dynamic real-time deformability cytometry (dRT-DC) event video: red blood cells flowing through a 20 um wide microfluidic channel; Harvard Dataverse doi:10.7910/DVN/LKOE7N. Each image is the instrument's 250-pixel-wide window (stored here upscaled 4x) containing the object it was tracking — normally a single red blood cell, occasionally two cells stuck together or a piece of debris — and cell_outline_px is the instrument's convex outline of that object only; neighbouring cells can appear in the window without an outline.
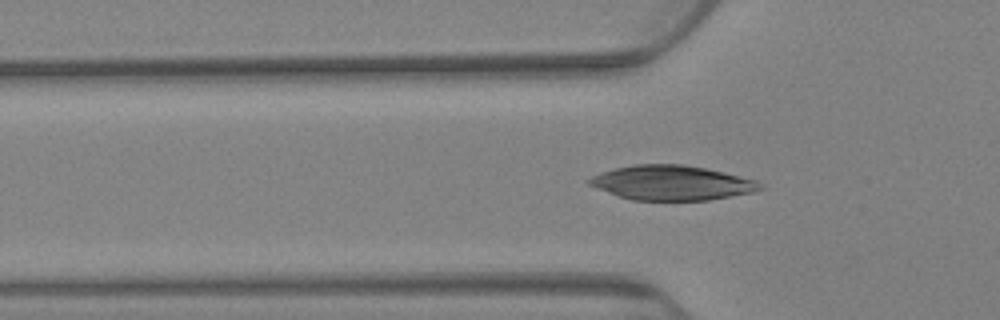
{"species": "Egyptian fruit bat (a non-hibernating species)", "species_latin": "Rousettus aegyptiacus", "temperature_condition": "warm", "stored_images_in_passage": 69, "camera_frame_rate_fps": 3000, "um_per_image_px": 0.085, "animal": {"sex": "female"}, "frame": {"image": 1, "passage_image": 26, "time_ms": 8.333, "image_size_px": [1000, 320], "cell_outline_px": [[764, 188], [752, 192], [708, 200], [632, 200], [596, 188], [588, 184], [584, 180], [600, 172], [616, 168], [636, 164], [684, 164], [724, 172], [756, 180]], "centroid_in_image_um": [57.06, 15.53], "position_along_channel_um": 68.7, "area_um2": 34.33}}
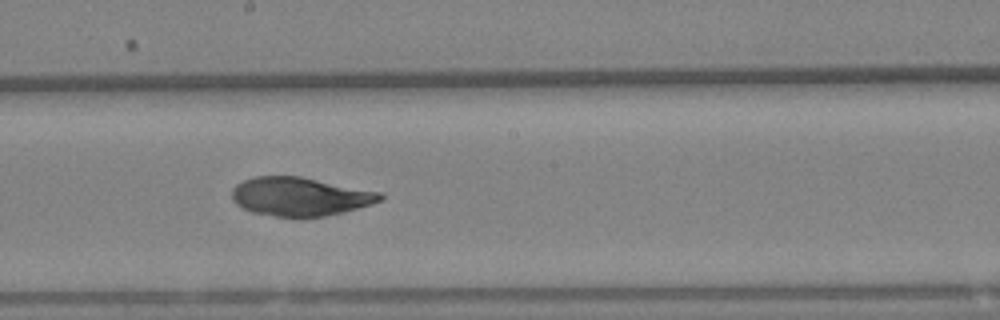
{"frame": {"image": 2, "passage_image": 44, "time_ms": 14.333, "image_size_px": [1000, 320], "cell_outline_px": [[384, 196], [380, 200], [372, 204], [344, 212], [324, 216], [300, 220], [252, 212], [236, 204], [232, 200], [232, 188], [236, 184], [244, 180], [256, 176], [300, 176], [380, 192]], "centroid_in_image_um": [25.48, 16.73], "position_along_channel_um": 222.7, "area_um2": 33.76}}
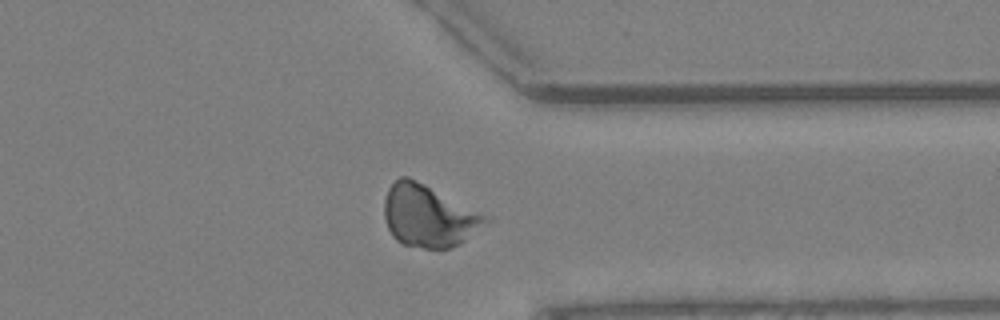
{"frame": {"image": 3, "passage_image": 62, "time_ms": 20.333, "image_size_px": [1000, 320], "cell_outline_px": [[484, 220], [460, 244], [448, 248], [424, 248], [404, 244], [396, 240], [392, 236], [388, 228], [384, 216], [384, 200], [388, 188], [400, 176], [408, 176], [424, 184], [484, 216]], "centroid_in_image_um": [36.27, 18.35], "position_along_channel_um": 375.1, "area_um2": 35.03}}